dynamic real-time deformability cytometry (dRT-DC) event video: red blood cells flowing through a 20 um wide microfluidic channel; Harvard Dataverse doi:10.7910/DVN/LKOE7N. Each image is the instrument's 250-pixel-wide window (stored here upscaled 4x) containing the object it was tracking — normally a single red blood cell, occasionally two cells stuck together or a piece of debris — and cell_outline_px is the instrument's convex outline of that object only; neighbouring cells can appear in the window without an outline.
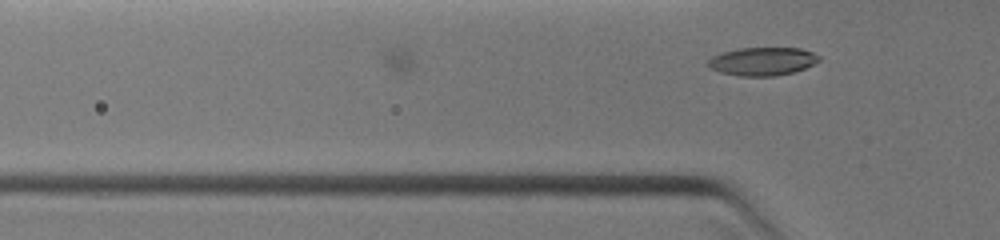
{"species": "common noctule bat (a hibernating species)", "species_latin": "Nyctalus noctula", "temperature_condition": "warm", "stored_images_in_passage": 3, "camera_frame_rate_fps": 3000, "um_per_image_px": 0.085, "animal": {"sex": "female", "body_mass_g": 19.0, "forearm_length_mm": 51.5}, "frame": {"image": 1, "passage_image": 3, "time_ms": 0.667, "image_size_px": [1000, 240], "cell_outline_px": [[820, 60], [804, 68], [792, 72], [776, 76], [740, 76], [720, 72], [704, 64], [712, 56], [720, 52], [740, 48], [800, 48], [812, 52], [820, 56]], "centroid_in_image_um": [64.77, 5.21], "position_along_channel_um": 61.0, "area_um2": 18.26}}